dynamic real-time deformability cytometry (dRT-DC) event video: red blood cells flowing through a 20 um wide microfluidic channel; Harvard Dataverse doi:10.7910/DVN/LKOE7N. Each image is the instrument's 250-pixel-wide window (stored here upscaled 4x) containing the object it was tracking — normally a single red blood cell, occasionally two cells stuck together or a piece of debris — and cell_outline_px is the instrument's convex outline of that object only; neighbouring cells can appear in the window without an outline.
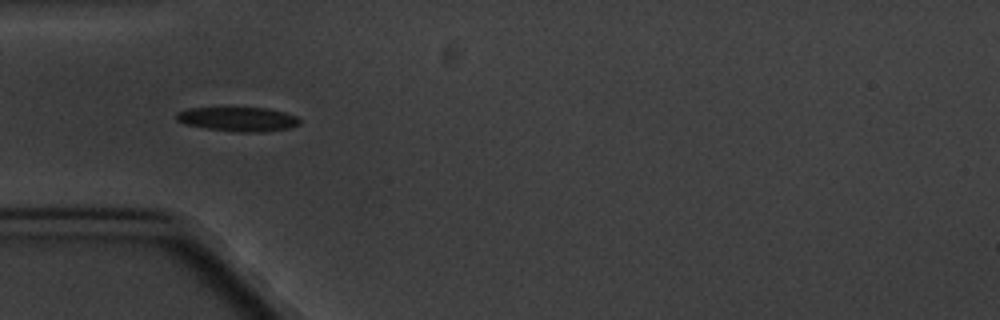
{"species": "common noctule bat (a hibernating species)", "species_latin": "Nyctalus noctula", "temperature_condition": "cold", "stored_images_in_passage": 7, "camera_frame_rate_fps": 3000, "um_per_image_px": 0.085, "animal": {"sex": "male", "body_mass_g": 20.1, "forearm_length_mm": 53.5}, "frame": {"image": 1, "passage_image": 6, "time_ms": 6.667, "image_size_px": [1000, 320], "cell_outline_px": [[300, 124], [288, 128], [268, 132], [236, 132], [208, 128], [184, 124], [176, 120], [176, 112], [188, 108], [268, 108], [284, 112], [296, 116], [300, 120]], "centroid_in_image_um": [20.23, 10.13], "position_along_channel_um": 64.8, "area_um2": 17.46}}